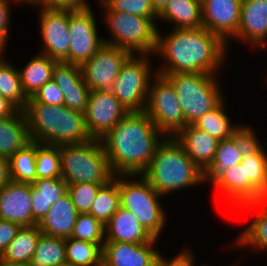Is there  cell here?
Returning <instances> with one entry per match:
<instances>
[{
  "label": "cell",
  "mask_w": 267,
  "mask_h": 266,
  "mask_svg": "<svg viewBox=\"0 0 267 266\" xmlns=\"http://www.w3.org/2000/svg\"><path fill=\"white\" fill-rule=\"evenodd\" d=\"M131 55L126 49L104 43L80 66L86 85L91 91L111 92L122 65Z\"/></svg>",
  "instance_id": "12"
},
{
  "label": "cell",
  "mask_w": 267,
  "mask_h": 266,
  "mask_svg": "<svg viewBox=\"0 0 267 266\" xmlns=\"http://www.w3.org/2000/svg\"><path fill=\"white\" fill-rule=\"evenodd\" d=\"M40 33L42 37L41 54L58 62H67L70 46L68 29V9H54L39 6Z\"/></svg>",
  "instance_id": "14"
},
{
  "label": "cell",
  "mask_w": 267,
  "mask_h": 266,
  "mask_svg": "<svg viewBox=\"0 0 267 266\" xmlns=\"http://www.w3.org/2000/svg\"><path fill=\"white\" fill-rule=\"evenodd\" d=\"M0 219L33 226L31 184L9 180L0 188Z\"/></svg>",
  "instance_id": "16"
},
{
  "label": "cell",
  "mask_w": 267,
  "mask_h": 266,
  "mask_svg": "<svg viewBox=\"0 0 267 266\" xmlns=\"http://www.w3.org/2000/svg\"><path fill=\"white\" fill-rule=\"evenodd\" d=\"M31 142L24 111L0 119V156L10 158Z\"/></svg>",
  "instance_id": "24"
},
{
  "label": "cell",
  "mask_w": 267,
  "mask_h": 266,
  "mask_svg": "<svg viewBox=\"0 0 267 266\" xmlns=\"http://www.w3.org/2000/svg\"><path fill=\"white\" fill-rule=\"evenodd\" d=\"M67 188L62 177L37 179L31 184L33 226L44 218L52 205L67 192Z\"/></svg>",
  "instance_id": "25"
},
{
  "label": "cell",
  "mask_w": 267,
  "mask_h": 266,
  "mask_svg": "<svg viewBox=\"0 0 267 266\" xmlns=\"http://www.w3.org/2000/svg\"><path fill=\"white\" fill-rule=\"evenodd\" d=\"M71 238L104 245L105 225L89 213L78 214Z\"/></svg>",
  "instance_id": "39"
},
{
  "label": "cell",
  "mask_w": 267,
  "mask_h": 266,
  "mask_svg": "<svg viewBox=\"0 0 267 266\" xmlns=\"http://www.w3.org/2000/svg\"><path fill=\"white\" fill-rule=\"evenodd\" d=\"M198 3L203 4L206 0H196Z\"/></svg>",
  "instance_id": "55"
},
{
  "label": "cell",
  "mask_w": 267,
  "mask_h": 266,
  "mask_svg": "<svg viewBox=\"0 0 267 266\" xmlns=\"http://www.w3.org/2000/svg\"><path fill=\"white\" fill-rule=\"evenodd\" d=\"M152 239L153 237L141 226L137 218L121 206L105 224V241L143 244Z\"/></svg>",
  "instance_id": "23"
},
{
  "label": "cell",
  "mask_w": 267,
  "mask_h": 266,
  "mask_svg": "<svg viewBox=\"0 0 267 266\" xmlns=\"http://www.w3.org/2000/svg\"><path fill=\"white\" fill-rule=\"evenodd\" d=\"M103 184L74 183L68 185L67 192L79 214L89 213L91 205Z\"/></svg>",
  "instance_id": "40"
},
{
  "label": "cell",
  "mask_w": 267,
  "mask_h": 266,
  "mask_svg": "<svg viewBox=\"0 0 267 266\" xmlns=\"http://www.w3.org/2000/svg\"><path fill=\"white\" fill-rule=\"evenodd\" d=\"M103 20L107 25L109 39L104 43L130 51L132 54L154 55L157 46L156 23L158 18H144L133 14L112 11L102 0Z\"/></svg>",
  "instance_id": "8"
},
{
  "label": "cell",
  "mask_w": 267,
  "mask_h": 266,
  "mask_svg": "<svg viewBox=\"0 0 267 266\" xmlns=\"http://www.w3.org/2000/svg\"><path fill=\"white\" fill-rule=\"evenodd\" d=\"M0 96L21 111L25 109L28 101L22 89L18 69L4 55L0 57Z\"/></svg>",
  "instance_id": "30"
},
{
  "label": "cell",
  "mask_w": 267,
  "mask_h": 266,
  "mask_svg": "<svg viewBox=\"0 0 267 266\" xmlns=\"http://www.w3.org/2000/svg\"><path fill=\"white\" fill-rule=\"evenodd\" d=\"M145 112L165 136L174 137L187 126L176 91L163 75L151 79Z\"/></svg>",
  "instance_id": "10"
},
{
  "label": "cell",
  "mask_w": 267,
  "mask_h": 266,
  "mask_svg": "<svg viewBox=\"0 0 267 266\" xmlns=\"http://www.w3.org/2000/svg\"><path fill=\"white\" fill-rule=\"evenodd\" d=\"M194 252L191 251L190 248L182 249L176 256L172 257V259H167L163 257V255L158 254L157 266H195V256ZM204 266V265H202Z\"/></svg>",
  "instance_id": "45"
},
{
  "label": "cell",
  "mask_w": 267,
  "mask_h": 266,
  "mask_svg": "<svg viewBox=\"0 0 267 266\" xmlns=\"http://www.w3.org/2000/svg\"><path fill=\"white\" fill-rule=\"evenodd\" d=\"M93 9H68V29L70 46L67 63L82 65L104 44L98 34Z\"/></svg>",
  "instance_id": "11"
},
{
  "label": "cell",
  "mask_w": 267,
  "mask_h": 266,
  "mask_svg": "<svg viewBox=\"0 0 267 266\" xmlns=\"http://www.w3.org/2000/svg\"><path fill=\"white\" fill-rule=\"evenodd\" d=\"M78 214L70 195L66 192L52 205L37 225L42 234L67 239L73 233Z\"/></svg>",
  "instance_id": "22"
},
{
  "label": "cell",
  "mask_w": 267,
  "mask_h": 266,
  "mask_svg": "<svg viewBox=\"0 0 267 266\" xmlns=\"http://www.w3.org/2000/svg\"><path fill=\"white\" fill-rule=\"evenodd\" d=\"M120 207L118 175L103 184L91 205L89 214L105 225Z\"/></svg>",
  "instance_id": "32"
},
{
  "label": "cell",
  "mask_w": 267,
  "mask_h": 266,
  "mask_svg": "<svg viewBox=\"0 0 267 266\" xmlns=\"http://www.w3.org/2000/svg\"><path fill=\"white\" fill-rule=\"evenodd\" d=\"M141 176L162 196L205 183L204 173L174 138L166 136Z\"/></svg>",
  "instance_id": "4"
},
{
  "label": "cell",
  "mask_w": 267,
  "mask_h": 266,
  "mask_svg": "<svg viewBox=\"0 0 267 266\" xmlns=\"http://www.w3.org/2000/svg\"><path fill=\"white\" fill-rule=\"evenodd\" d=\"M52 80L63 92L66 107L86 112L91 90L84 81L80 65L57 62L53 69Z\"/></svg>",
  "instance_id": "19"
},
{
  "label": "cell",
  "mask_w": 267,
  "mask_h": 266,
  "mask_svg": "<svg viewBox=\"0 0 267 266\" xmlns=\"http://www.w3.org/2000/svg\"><path fill=\"white\" fill-rule=\"evenodd\" d=\"M31 266H64L66 261V239L40 235Z\"/></svg>",
  "instance_id": "31"
},
{
  "label": "cell",
  "mask_w": 267,
  "mask_h": 266,
  "mask_svg": "<svg viewBox=\"0 0 267 266\" xmlns=\"http://www.w3.org/2000/svg\"><path fill=\"white\" fill-rule=\"evenodd\" d=\"M158 19L173 23V28H200L203 26L202 4L196 0H170Z\"/></svg>",
  "instance_id": "28"
},
{
  "label": "cell",
  "mask_w": 267,
  "mask_h": 266,
  "mask_svg": "<svg viewBox=\"0 0 267 266\" xmlns=\"http://www.w3.org/2000/svg\"><path fill=\"white\" fill-rule=\"evenodd\" d=\"M11 3H14L12 0H0V44L7 49V42L9 39V28L10 27V17L11 15Z\"/></svg>",
  "instance_id": "44"
},
{
  "label": "cell",
  "mask_w": 267,
  "mask_h": 266,
  "mask_svg": "<svg viewBox=\"0 0 267 266\" xmlns=\"http://www.w3.org/2000/svg\"><path fill=\"white\" fill-rule=\"evenodd\" d=\"M10 180L32 184L37 180L36 142L31 141L8 159Z\"/></svg>",
  "instance_id": "33"
},
{
  "label": "cell",
  "mask_w": 267,
  "mask_h": 266,
  "mask_svg": "<svg viewBox=\"0 0 267 266\" xmlns=\"http://www.w3.org/2000/svg\"><path fill=\"white\" fill-rule=\"evenodd\" d=\"M103 245L76 240L66 239L67 264L77 266H98L102 262Z\"/></svg>",
  "instance_id": "35"
},
{
  "label": "cell",
  "mask_w": 267,
  "mask_h": 266,
  "mask_svg": "<svg viewBox=\"0 0 267 266\" xmlns=\"http://www.w3.org/2000/svg\"><path fill=\"white\" fill-rule=\"evenodd\" d=\"M245 180L249 182L266 198L267 197V152L262 147L256 154L242 158Z\"/></svg>",
  "instance_id": "38"
},
{
  "label": "cell",
  "mask_w": 267,
  "mask_h": 266,
  "mask_svg": "<svg viewBox=\"0 0 267 266\" xmlns=\"http://www.w3.org/2000/svg\"><path fill=\"white\" fill-rule=\"evenodd\" d=\"M232 206H241L264 199L265 197L245 180L244 166L240 164L222 171L211 183Z\"/></svg>",
  "instance_id": "20"
},
{
  "label": "cell",
  "mask_w": 267,
  "mask_h": 266,
  "mask_svg": "<svg viewBox=\"0 0 267 266\" xmlns=\"http://www.w3.org/2000/svg\"><path fill=\"white\" fill-rule=\"evenodd\" d=\"M170 0H151L154 10L159 14Z\"/></svg>",
  "instance_id": "51"
},
{
  "label": "cell",
  "mask_w": 267,
  "mask_h": 266,
  "mask_svg": "<svg viewBox=\"0 0 267 266\" xmlns=\"http://www.w3.org/2000/svg\"><path fill=\"white\" fill-rule=\"evenodd\" d=\"M41 234L38 225L21 227L0 258L12 263H30Z\"/></svg>",
  "instance_id": "29"
},
{
  "label": "cell",
  "mask_w": 267,
  "mask_h": 266,
  "mask_svg": "<svg viewBox=\"0 0 267 266\" xmlns=\"http://www.w3.org/2000/svg\"><path fill=\"white\" fill-rule=\"evenodd\" d=\"M153 238L143 244L105 241L102 260L109 266H157L158 254Z\"/></svg>",
  "instance_id": "17"
},
{
  "label": "cell",
  "mask_w": 267,
  "mask_h": 266,
  "mask_svg": "<svg viewBox=\"0 0 267 266\" xmlns=\"http://www.w3.org/2000/svg\"><path fill=\"white\" fill-rule=\"evenodd\" d=\"M61 177L67 185L74 183L106 184L114 177L101 140L58 145Z\"/></svg>",
  "instance_id": "5"
},
{
  "label": "cell",
  "mask_w": 267,
  "mask_h": 266,
  "mask_svg": "<svg viewBox=\"0 0 267 266\" xmlns=\"http://www.w3.org/2000/svg\"><path fill=\"white\" fill-rule=\"evenodd\" d=\"M242 0H206L202 4L203 27L217 35L229 50L239 29Z\"/></svg>",
  "instance_id": "15"
},
{
  "label": "cell",
  "mask_w": 267,
  "mask_h": 266,
  "mask_svg": "<svg viewBox=\"0 0 267 266\" xmlns=\"http://www.w3.org/2000/svg\"><path fill=\"white\" fill-rule=\"evenodd\" d=\"M173 85L185 117L186 125L196 123L201 116L215 108L224 98L218 74L178 73L160 74ZM224 96V97H223Z\"/></svg>",
  "instance_id": "7"
},
{
  "label": "cell",
  "mask_w": 267,
  "mask_h": 266,
  "mask_svg": "<svg viewBox=\"0 0 267 266\" xmlns=\"http://www.w3.org/2000/svg\"><path fill=\"white\" fill-rule=\"evenodd\" d=\"M33 98L46 105H64V94L53 80L46 82Z\"/></svg>",
  "instance_id": "43"
},
{
  "label": "cell",
  "mask_w": 267,
  "mask_h": 266,
  "mask_svg": "<svg viewBox=\"0 0 267 266\" xmlns=\"http://www.w3.org/2000/svg\"><path fill=\"white\" fill-rule=\"evenodd\" d=\"M129 111L112 92L90 91L85 124L92 139L101 140Z\"/></svg>",
  "instance_id": "13"
},
{
  "label": "cell",
  "mask_w": 267,
  "mask_h": 266,
  "mask_svg": "<svg viewBox=\"0 0 267 266\" xmlns=\"http://www.w3.org/2000/svg\"><path fill=\"white\" fill-rule=\"evenodd\" d=\"M251 211L258 209L257 215L251 220L245 229L236 237L233 244L238 247H250L252 249L267 252V197L256 202L248 203L240 209Z\"/></svg>",
  "instance_id": "26"
},
{
  "label": "cell",
  "mask_w": 267,
  "mask_h": 266,
  "mask_svg": "<svg viewBox=\"0 0 267 266\" xmlns=\"http://www.w3.org/2000/svg\"><path fill=\"white\" fill-rule=\"evenodd\" d=\"M241 150L237 149L233 141L228 138L220 140L211 166L204 172L205 183L210 184L222 171L240 164Z\"/></svg>",
  "instance_id": "36"
},
{
  "label": "cell",
  "mask_w": 267,
  "mask_h": 266,
  "mask_svg": "<svg viewBox=\"0 0 267 266\" xmlns=\"http://www.w3.org/2000/svg\"><path fill=\"white\" fill-rule=\"evenodd\" d=\"M0 266H31L30 263H12L0 258Z\"/></svg>",
  "instance_id": "52"
},
{
  "label": "cell",
  "mask_w": 267,
  "mask_h": 266,
  "mask_svg": "<svg viewBox=\"0 0 267 266\" xmlns=\"http://www.w3.org/2000/svg\"><path fill=\"white\" fill-rule=\"evenodd\" d=\"M23 111L31 141L58 146L92 139L86 128L85 113L65 105H46L33 97L28 98Z\"/></svg>",
  "instance_id": "3"
},
{
  "label": "cell",
  "mask_w": 267,
  "mask_h": 266,
  "mask_svg": "<svg viewBox=\"0 0 267 266\" xmlns=\"http://www.w3.org/2000/svg\"><path fill=\"white\" fill-rule=\"evenodd\" d=\"M174 138L203 173L211 166L220 140L194 124L187 125Z\"/></svg>",
  "instance_id": "21"
},
{
  "label": "cell",
  "mask_w": 267,
  "mask_h": 266,
  "mask_svg": "<svg viewBox=\"0 0 267 266\" xmlns=\"http://www.w3.org/2000/svg\"><path fill=\"white\" fill-rule=\"evenodd\" d=\"M118 188L120 206L129 210L153 238L159 239L168 217L160 202L164 196L141 175H118Z\"/></svg>",
  "instance_id": "6"
},
{
  "label": "cell",
  "mask_w": 267,
  "mask_h": 266,
  "mask_svg": "<svg viewBox=\"0 0 267 266\" xmlns=\"http://www.w3.org/2000/svg\"><path fill=\"white\" fill-rule=\"evenodd\" d=\"M45 6L54 9H87L90 8L88 0H45Z\"/></svg>",
  "instance_id": "47"
},
{
  "label": "cell",
  "mask_w": 267,
  "mask_h": 266,
  "mask_svg": "<svg viewBox=\"0 0 267 266\" xmlns=\"http://www.w3.org/2000/svg\"><path fill=\"white\" fill-rule=\"evenodd\" d=\"M37 179H54L61 177V159L58 146L36 142Z\"/></svg>",
  "instance_id": "37"
},
{
  "label": "cell",
  "mask_w": 267,
  "mask_h": 266,
  "mask_svg": "<svg viewBox=\"0 0 267 266\" xmlns=\"http://www.w3.org/2000/svg\"><path fill=\"white\" fill-rule=\"evenodd\" d=\"M98 266H109V265H107V264L102 260V262H101Z\"/></svg>",
  "instance_id": "54"
},
{
  "label": "cell",
  "mask_w": 267,
  "mask_h": 266,
  "mask_svg": "<svg viewBox=\"0 0 267 266\" xmlns=\"http://www.w3.org/2000/svg\"><path fill=\"white\" fill-rule=\"evenodd\" d=\"M20 228L17 224L0 219V256L15 238Z\"/></svg>",
  "instance_id": "46"
},
{
  "label": "cell",
  "mask_w": 267,
  "mask_h": 266,
  "mask_svg": "<svg viewBox=\"0 0 267 266\" xmlns=\"http://www.w3.org/2000/svg\"><path fill=\"white\" fill-rule=\"evenodd\" d=\"M150 54H132L115 79L112 94L129 111H145L151 79L157 74Z\"/></svg>",
  "instance_id": "9"
},
{
  "label": "cell",
  "mask_w": 267,
  "mask_h": 266,
  "mask_svg": "<svg viewBox=\"0 0 267 266\" xmlns=\"http://www.w3.org/2000/svg\"><path fill=\"white\" fill-rule=\"evenodd\" d=\"M165 137L145 111L129 112L101 139L113 175H141Z\"/></svg>",
  "instance_id": "2"
},
{
  "label": "cell",
  "mask_w": 267,
  "mask_h": 266,
  "mask_svg": "<svg viewBox=\"0 0 267 266\" xmlns=\"http://www.w3.org/2000/svg\"><path fill=\"white\" fill-rule=\"evenodd\" d=\"M10 180L8 158L0 156V188Z\"/></svg>",
  "instance_id": "49"
},
{
  "label": "cell",
  "mask_w": 267,
  "mask_h": 266,
  "mask_svg": "<svg viewBox=\"0 0 267 266\" xmlns=\"http://www.w3.org/2000/svg\"><path fill=\"white\" fill-rule=\"evenodd\" d=\"M16 4H29L33 7L45 6V0H12Z\"/></svg>",
  "instance_id": "50"
},
{
  "label": "cell",
  "mask_w": 267,
  "mask_h": 266,
  "mask_svg": "<svg viewBox=\"0 0 267 266\" xmlns=\"http://www.w3.org/2000/svg\"><path fill=\"white\" fill-rule=\"evenodd\" d=\"M227 54V45L203 26L173 28L165 35L158 28L154 56L164 63L156 66L157 74H218L227 62Z\"/></svg>",
  "instance_id": "1"
},
{
  "label": "cell",
  "mask_w": 267,
  "mask_h": 266,
  "mask_svg": "<svg viewBox=\"0 0 267 266\" xmlns=\"http://www.w3.org/2000/svg\"><path fill=\"white\" fill-rule=\"evenodd\" d=\"M18 109L6 98L0 96V119L14 115Z\"/></svg>",
  "instance_id": "48"
},
{
  "label": "cell",
  "mask_w": 267,
  "mask_h": 266,
  "mask_svg": "<svg viewBox=\"0 0 267 266\" xmlns=\"http://www.w3.org/2000/svg\"><path fill=\"white\" fill-rule=\"evenodd\" d=\"M31 58L25 67L18 69L22 89L27 98L33 97L46 82L52 80L53 69L58 62L41 53Z\"/></svg>",
  "instance_id": "27"
},
{
  "label": "cell",
  "mask_w": 267,
  "mask_h": 266,
  "mask_svg": "<svg viewBox=\"0 0 267 266\" xmlns=\"http://www.w3.org/2000/svg\"><path fill=\"white\" fill-rule=\"evenodd\" d=\"M64 266H77V265L66 264V265H64Z\"/></svg>",
  "instance_id": "56"
},
{
  "label": "cell",
  "mask_w": 267,
  "mask_h": 266,
  "mask_svg": "<svg viewBox=\"0 0 267 266\" xmlns=\"http://www.w3.org/2000/svg\"><path fill=\"white\" fill-rule=\"evenodd\" d=\"M255 133L251 126L242 123L231 135L230 139L241 150L242 158L256 154L263 147Z\"/></svg>",
  "instance_id": "42"
},
{
  "label": "cell",
  "mask_w": 267,
  "mask_h": 266,
  "mask_svg": "<svg viewBox=\"0 0 267 266\" xmlns=\"http://www.w3.org/2000/svg\"><path fill=\"white\" fill-rule=\"evenodd\" d=\"M226 100L223 99L215 108L205 113L194 123V125L209 133L211 136L216 137L218 140H225L231 137L233 132L240 126L233 125L231 118L227 116ZM226 107V108H225Z\"/></svg>",
  "instance_id": "34"
},
{
  "label": "cell",
  "mask_w": 267,
  "mask_h": 266,
  "mask_svg": "<svg viewBox=\"0 0 267 266\" xmlns=\"http://www.w3.org/2000/svg\"><path fill=\"white\" fill-rule=\"evenodd\" d=\"M6 49L0 44V57L5 55Z\"/></svg>",
  "instance_id": "53"
},
{
  "label": "cell",
  "mask_w": 267,
  "mask_h": 266,
  "mask_svg": "<svg viewBox=\"0 0 267 266\" xmlns=\"http://www.w3.org/2000/svg\"><path fill=\"white\" fill-rule=\"evenodd\" d=\"M112 11L133 14L144 18H158L151 0H102Z\"/></svg>",
  "instance_id": "41"
},
{
  "label": "cell",
  "mask_w": 267,
  "mask_h": 266,
  "mask_svg": "<svg viewBox=\"0 0 267 266\" xmlns=\"http://www.w3.org/2000/svg\"><path fill=\"white\" fill-rule=\"evenodd\" d=\"M234 39L251 48L267 47V0H242L239 29Z\"/></svg>",
  "instance_id": "18"
}]
</instances>
